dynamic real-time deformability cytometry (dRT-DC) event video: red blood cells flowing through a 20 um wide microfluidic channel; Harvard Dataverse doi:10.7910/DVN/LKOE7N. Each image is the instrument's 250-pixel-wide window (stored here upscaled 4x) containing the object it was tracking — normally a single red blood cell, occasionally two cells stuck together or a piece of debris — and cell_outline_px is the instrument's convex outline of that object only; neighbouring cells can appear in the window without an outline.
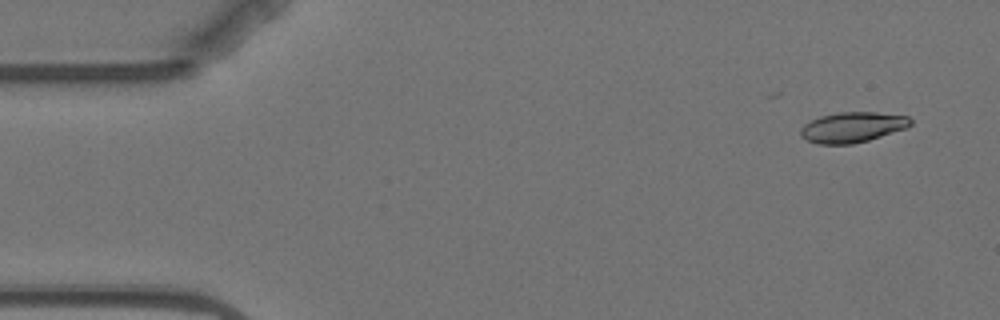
{"species": "Egyptian fruit bat (a non-hibernating species)", "species_latin": "Rousettus aegyptiacus", "temperature_condition": "warm", "stored_images_in_passage": 5, "camera_frame_rate_fps": 3000, "um_per_image_px": 0.085, "animal": {"sex": "female"}, "frame": {"image": 1, "passage_image": 1, "time_ms": 0.0, "image_size_px": [1000, 320], "cell_outline_px": [[912, 124], [908, 128], [868, 140], [852, 144], [816, 144], [800, 136], [800, 128], [804, 124], [820, 116], [840, 112], [876, 112], [908, 116], [912, 120]], "centroid_in_image_um": [72.47, 10.81], "position_along_channel_um": 12.5, "area_um2": 19.54}}
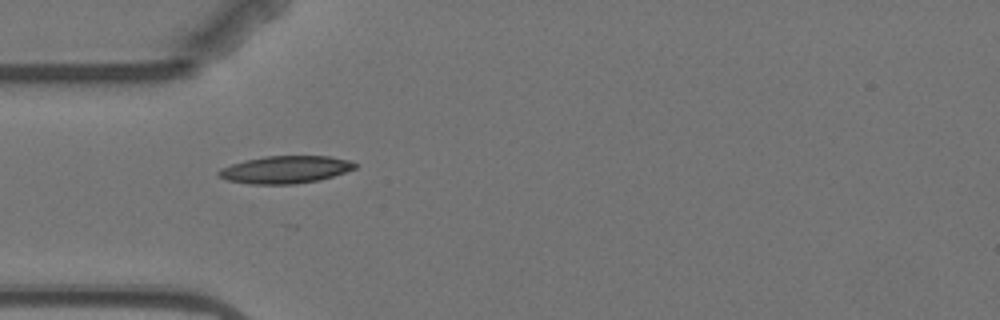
{"frame": {"image": 2, "passage_image": 4, "time_ms": 4.333, "image_size_px": [1000, 320], "cell_outline_px": [[356, 168], [320, 180], [296, 184], [252, 184], [228, 180], [216, 176], [216, 172], [220, 168], [244, 160], [264, 156], [328, 156], [348, 160], [356, 164]], "centroid_in_image_um": [24.21, 14.41], "position_along_channel_um": 60.8, "area_um2": 21.79}}
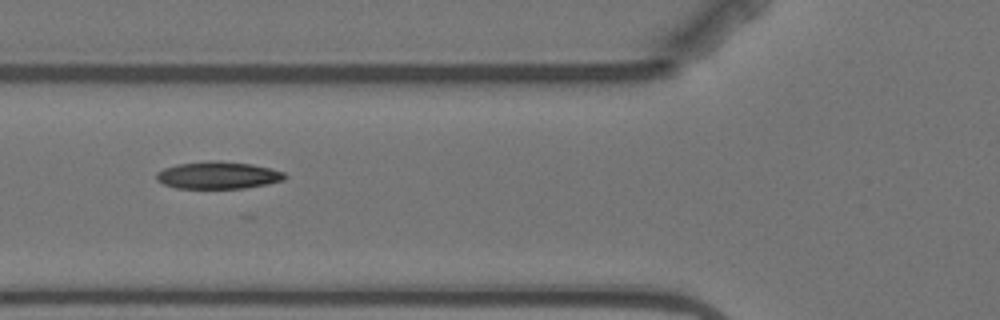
{"frame": {"image": 3, "passage_image": 5, "time_ms": 5.667, "image_size_px": [1000, 320], "cell_outline_px": [[288, 176], [284, 180], [268, 184], [244, 188], [176, 188], [164, 184], [156, 180], [156, 172], [164, 168], [176, 164], [212, 160], [220, 160], [252, 164], [272, 168], [284, 172]], "centroid_in_image_um": [18.55, 14.88], "position_along_channel_um": 107.2, "area_um2": 20.63}}